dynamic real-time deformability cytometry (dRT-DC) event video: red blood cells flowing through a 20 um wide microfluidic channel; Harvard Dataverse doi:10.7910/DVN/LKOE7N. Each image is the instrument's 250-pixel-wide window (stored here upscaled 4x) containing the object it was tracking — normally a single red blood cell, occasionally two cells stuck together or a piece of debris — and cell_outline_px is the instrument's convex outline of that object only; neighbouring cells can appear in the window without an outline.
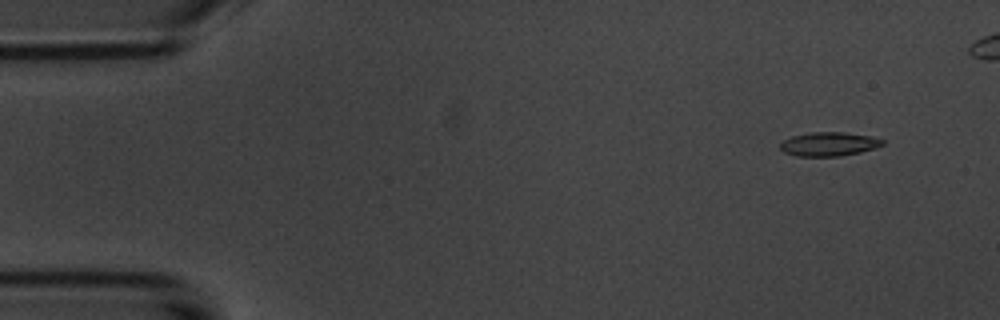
{"species": "common noctule bat (a hibernating species)", "species_latin": "Nyctalus noctula", "temperature_condition": "room temperature", "stored_images_in_passage": 5, "camera_frame_rate_fps": 3000, "um_per_image_px": 0.085, "animal": {"sex": "male", "body_mass_g": 20.1, "forearm_length_mm": 53.5}, "frame": {"image": 1, "passage_image": 1, "time_ms": 0.0, "image_size_px": [1000, 320], "cell_outline_px": [[884, 144], [876, 148], [860, 152], [840, 156], [796, 156], [784, 152], [780, 148], [780, 144], [784, 140], [792, 136], [812, 132], [844, 132], [872, 136], [884, 140]], "centroid_in_image_um": [70.48, 12.24], "position_along_channel_um": 14.5, "area_um2": 14.28}}